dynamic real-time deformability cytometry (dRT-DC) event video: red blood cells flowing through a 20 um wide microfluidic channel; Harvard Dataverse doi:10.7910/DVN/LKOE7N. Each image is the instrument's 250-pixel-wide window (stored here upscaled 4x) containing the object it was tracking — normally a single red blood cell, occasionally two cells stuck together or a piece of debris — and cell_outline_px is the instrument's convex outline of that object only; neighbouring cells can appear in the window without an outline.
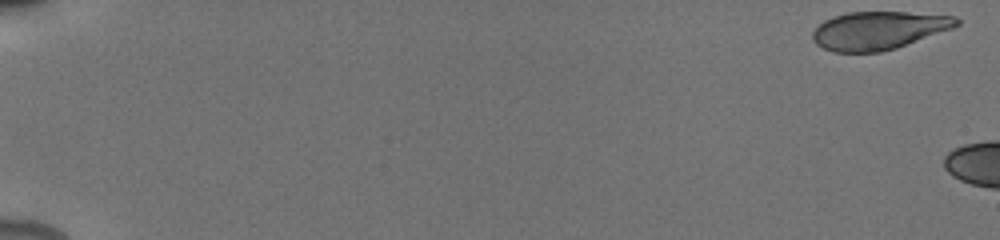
{"species": "human", "species_latin": "Homo sapiens", "temperature_condition": "cold", "stored_images_in_passage": 6, "camera_frame_rate_fps": 3000, "um_per_image_px": 0.085, "donor": {"sex": "male"}, "frame": {"image": 1, "passage_image": 1, "time_ms": 0.0, "image_size_px": [1000, 240], "cell_outline_px": [[960, 24], [952, 28], [896, 48], [880, 52], [832, 52], [816, 44], [812, 40], [812, 32], [824, 20], [832, 16], [848, 12], [908, 12], [952, 16], [960, 20]], "centroid_in_image_um": [74.64, 2.58], "position_along_channel_um": 10.4, "area_um2": 31.85}}